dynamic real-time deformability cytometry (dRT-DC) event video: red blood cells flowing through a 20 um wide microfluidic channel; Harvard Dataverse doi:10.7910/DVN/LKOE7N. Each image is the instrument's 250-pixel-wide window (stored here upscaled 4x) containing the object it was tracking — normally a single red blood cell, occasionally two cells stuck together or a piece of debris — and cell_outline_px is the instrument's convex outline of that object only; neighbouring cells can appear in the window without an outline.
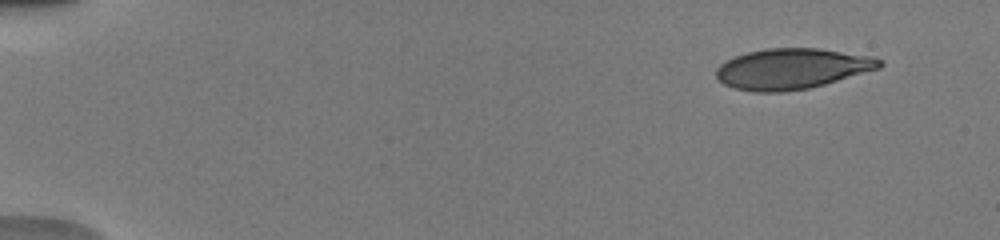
{"species": "human", "species_latin": "Homo sapiens", "temperature_condition": "warm", "stored_images_in_passage": 16, "camera_frame_rate_fps": 3000, "um_per_image_px": 0.085, "donor": {"sex": "male"}, "frame": {"image": 1, "passage_image": 1, "time_ms": 0.0, "image_size_px": [1000, 240], "cell_outline_px": [[884, 64], [880, 68], [824, 84], [808, 88], [784, 92], [756, 92], [732, 88], [724, 84], [716, 76], [716, 68], [720, 64], [736, 56], [748, 52], [764, 48], [816, 48], [868, 56], [880, 60]], "centroid_in_image_um": [67.27, 5.85], "position_along_channel_um": 17.7, "area_um2": 38.32}}
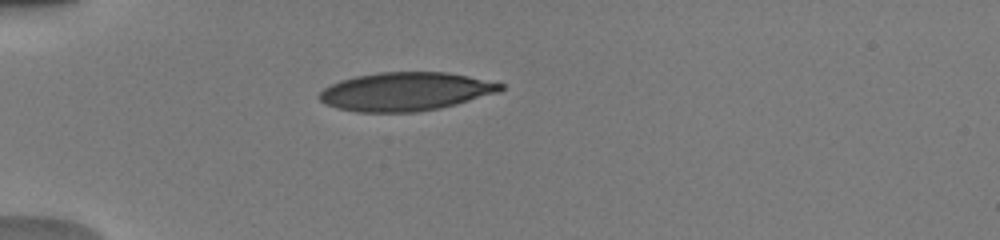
{"frame": {"image": 2, "passage_image": 12, "time_ms": 3.667, "image_size_px": [1000, 240], "cell_outline_px": [[504, 88], [500, 92], [456, 104], [440, 108], [416, 112], [356, 112], [336, 108], [324, 104], [316, 96], [324, 88], [340, 80], [356, 76], [380, 72], [448, 72], [468, 76], [504, 84]], "centroid_in_image_um": [34.45, 7.78], "position_along_channel_um": 50.5, "area_um2": 40.75}}